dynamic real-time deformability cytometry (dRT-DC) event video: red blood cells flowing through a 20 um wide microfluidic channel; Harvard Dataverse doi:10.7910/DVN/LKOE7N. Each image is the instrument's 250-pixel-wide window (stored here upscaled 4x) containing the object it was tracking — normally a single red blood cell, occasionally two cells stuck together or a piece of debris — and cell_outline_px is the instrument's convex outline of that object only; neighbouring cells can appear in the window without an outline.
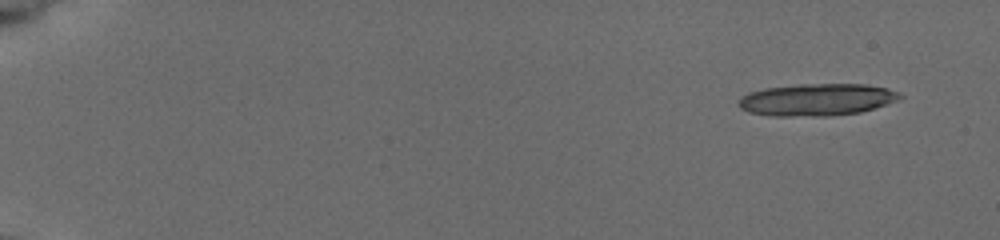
{"species": "common noctule bat (a hibernating species)", "species_latin": "Nyctalus noctula", "temperature_condition": "cold", "stored_images_in_passage": 5, "camera_frame_rate_fps": 3000, "um_per_image_px": 0.085, "animal": {"sex": "female", "body_mass_g": 19.5, "forearm_length_mm": 54.1}, "frame": {"image": 1, "passage_image": 2, "time_ms": 0.333, "image_size_px": [1000, 240], "cell_outline_px": [[880, 88], [876, 104], [868, 108], [848, 112], [776, 112], [764, 92], [784, 88]], "centroid_in_image_um": [69.9, 8.46], "position_along_channel_um": 15.1, "area_um2": 17.86}}